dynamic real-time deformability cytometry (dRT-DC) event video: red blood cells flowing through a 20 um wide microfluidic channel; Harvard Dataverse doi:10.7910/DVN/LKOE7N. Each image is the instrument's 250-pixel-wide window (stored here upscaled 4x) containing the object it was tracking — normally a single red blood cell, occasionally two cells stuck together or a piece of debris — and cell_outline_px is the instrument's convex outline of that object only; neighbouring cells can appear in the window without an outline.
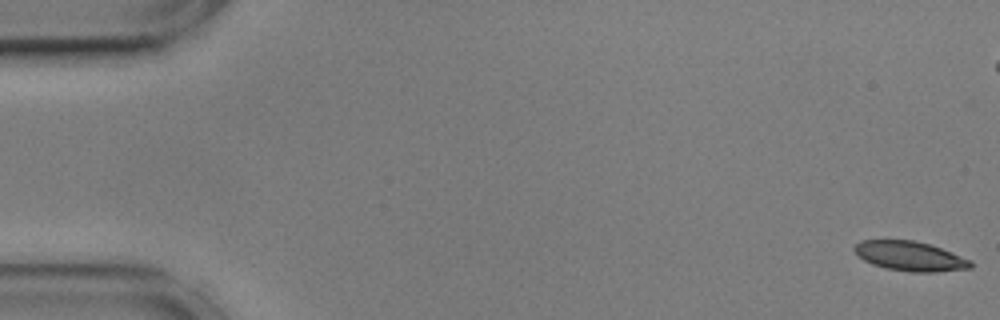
{"species": "common noctule bat (a hibernating species)", "species_latin": "Nyctalus noctula", "temperature_condition": "cold", "stored_images_in_passage": 57, "camera_frame_rate_fps": 3000, "um_per_image_px": 0.085, "animal": {"sex": "male", "body_mass_g": 17.9, "forearm_length_mm": 54.2}, "frame": {"image": 1, "passage_image": 1, "time_ms": 0.0, "image_size_px": [1000, 320], "cell_outline_px": [[972, 268], [936, 272], [908, 272], [884, 268], [872, 264], [864, 260], [852, 248], [860, 240], [912, 240], [928, 244], [940, 248], [972, 260]], "centroid_in_image_um": [77.35, 21.78], "position_along_channel_um": 7.6, "area_um2": 20.0}}
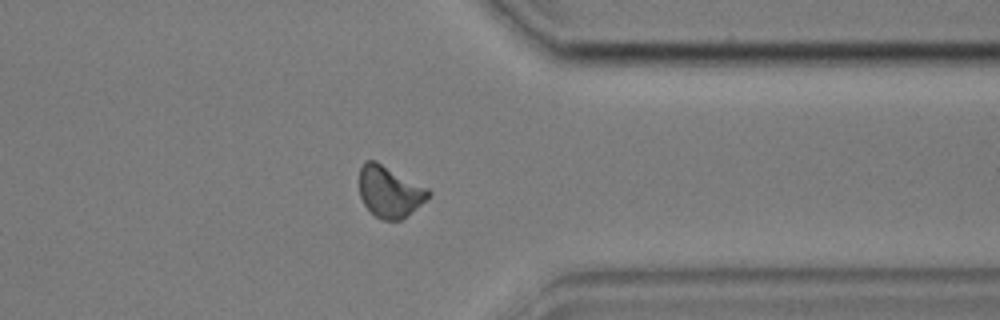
{"frame": {"image": 2, "passage_image": 44, "time_ms": 14.333, "image_size_px": [1000, 320], "cell_outline_px": [[432, 192], [416, 208], [400, 220], [380, 220], [364, 204], [360, 196], [360, 168], [364, 160], [376, 160], [428, 188]], "centroid_in_image_um": [33.1, 16.26], "position_along_channel_um": 378.3, "area_um2": 20.46}}
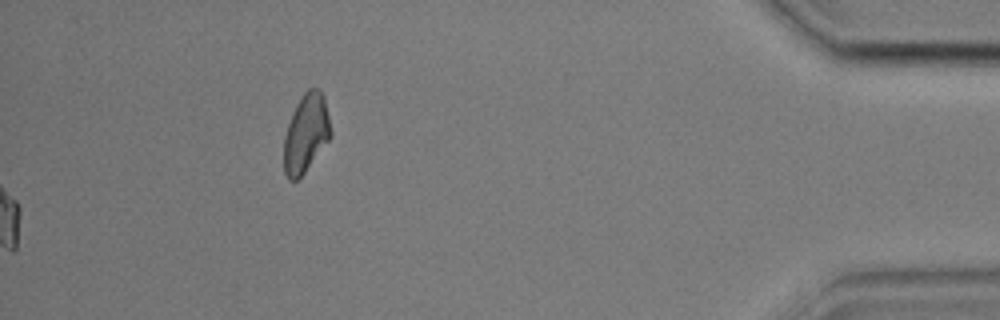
{"frame": {"image": 3, "passage_image": 57, "time_ms": 18.667, "image_size_px": [1000, 320], "cell_outline_px": [[332, 136], [304, 172], [296, 180], [288, 180], [284, 172], [284, 136], [292, 112], [296, 104], [304, 92], [308, 88], [320, 88], [324, 96], [332, 132]], "centroid_in_image_um": [26.01, 11.3], "position_along_channel_um": 409.2, "area_um2": 21.39}, "authors_computed_cell_mechanics": {"area_um2": 20.8658, "velocity_mm_per_s": 3.5912, "shape_relaxation_time_tau1_ms": 7.7436, "shape_relaxation_time_tau2_ms": 6.6914, "deformation_change_tau1": 0.1334, "deformation_change_tau2": 0.1337}}